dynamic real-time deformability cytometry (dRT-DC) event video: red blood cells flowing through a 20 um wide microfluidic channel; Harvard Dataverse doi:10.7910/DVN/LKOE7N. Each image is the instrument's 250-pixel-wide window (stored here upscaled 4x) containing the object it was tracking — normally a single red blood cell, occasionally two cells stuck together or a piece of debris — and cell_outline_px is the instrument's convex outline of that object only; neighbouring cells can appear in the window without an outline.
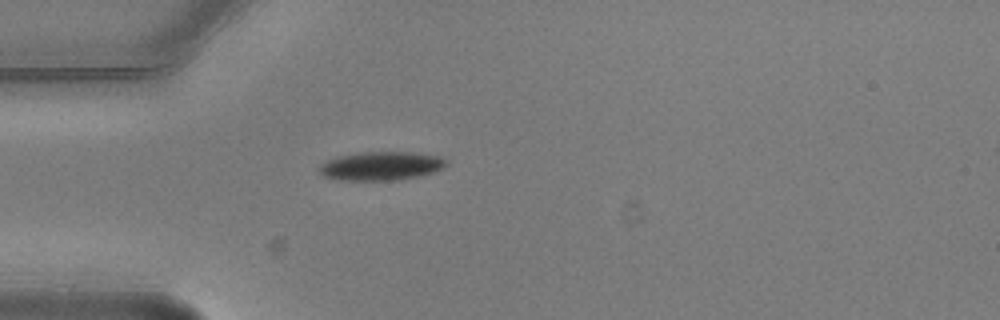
{"species": "common noctule bat (a hibernating species)", "species_latin": "Nyctalus noctula", "temperature_condition": "warm", "stored_images_in_passage": 1, "camera_frame_rate_fps": 3000, "um_per_image_px": 0.085, "animal": {"sex": "male", "body_mass_g": 20.5, "forearm_length_mm": 52.5}, "frame": {"image": 1, "passage_image": 1, "time_ms": 0.0, "image_size_px": [1000, 320], "cell_outline_px": [[448, 164], [444, 168], [420, 176], [396, 180], [340, 180], [324, 176], [316, 168], [320, 164], [336, 156], [360, 152], [412, 152], [440, 156], [448, 160]], "centroid_in_image_um": [32.4, 14.1], "position_along_channel_um": 52.6, "area_um2": 21.44}}